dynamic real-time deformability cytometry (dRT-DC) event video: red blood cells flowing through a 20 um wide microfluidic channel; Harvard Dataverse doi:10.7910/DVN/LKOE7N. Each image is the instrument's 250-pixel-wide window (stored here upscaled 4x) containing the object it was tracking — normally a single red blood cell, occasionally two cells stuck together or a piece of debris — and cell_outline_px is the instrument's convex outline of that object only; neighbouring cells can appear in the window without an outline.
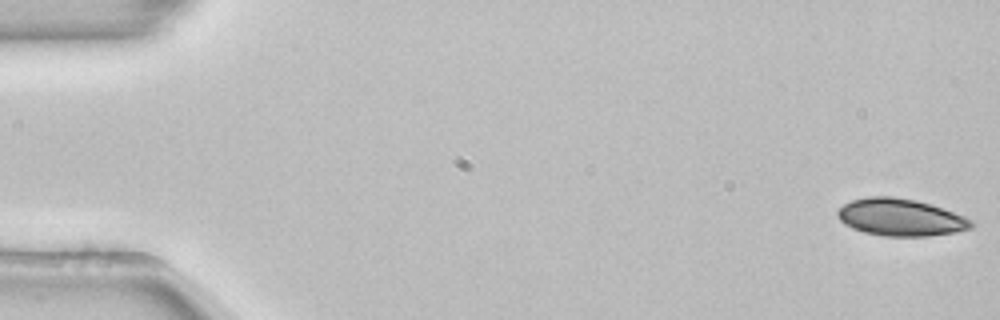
{"species": "common noctule bat (a hibernating species)", "species_latin": "Nyctalus noctula", "temperature_condition": "room temperature", "stored_images_in_passage": 54, "camera_frame_rate_fps": 3000, "um_per_image_px": 0.085, "animal": {"sex": "female", "body_mass_g": 22.7, "forearm_length_mm": 54.2}, "frame": {"image": 1, "passage_image": 1, "time_ms": 0.0, "image_size_px": [1000, 320], "cell_outline_px": [[976, 224], [972, 228], [956, 232], [928, 236], [884, 236], [864, 232], [852, 228], [844, 224], [840, 220], [836, 212], [844, 204], [852, 200], [868, 196], [892, 196], [916, 200], [932, 204], [964, 216], [972, 220]], "centroid_in_image_um": [76.57, 18.47], "position_along_channel_um": 8.4, "area_um2": 29.13}}
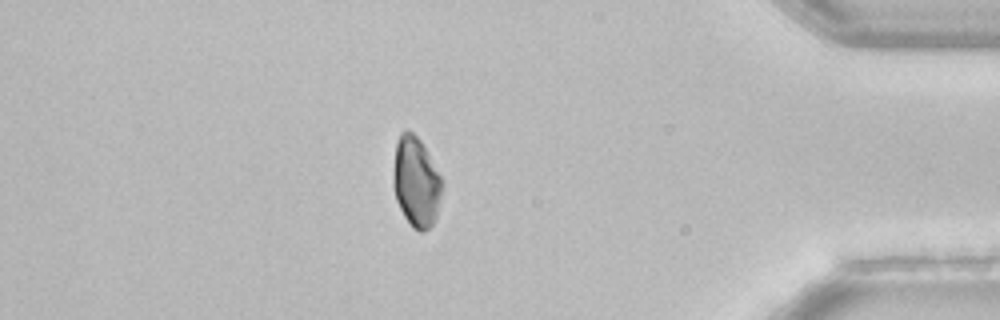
{"frame": {"image": 2, "passage_image": 46, "time_ms": 15.0, "image_size_px": [1000, 320], "cell_outline_px": [[444, 184], [436, 216], [432, 224], [424, 232], [420, 232], [412, 228], [404, 216], [396, 200], [392, 188], [392, 176], [396, 144], [400, 132], [404, 128], [408, 128], [420, 140], [444, 180]], "centroid_in_image_um": [35.36, 15.45], "position_along_channel_um": 399.8, "area_um2": 26.13}, "authors_computed_cell_mechanics": {"area_um2": 28.4376, "velocity_mm_per_s": 3.8614, "shape_relaxation_time_tau1_ms": 3.8334, "shape_relaxation_time_tau2_ms": null, "deformation_change_tau1": 0.1298, "deformation_change_tau2": null}}